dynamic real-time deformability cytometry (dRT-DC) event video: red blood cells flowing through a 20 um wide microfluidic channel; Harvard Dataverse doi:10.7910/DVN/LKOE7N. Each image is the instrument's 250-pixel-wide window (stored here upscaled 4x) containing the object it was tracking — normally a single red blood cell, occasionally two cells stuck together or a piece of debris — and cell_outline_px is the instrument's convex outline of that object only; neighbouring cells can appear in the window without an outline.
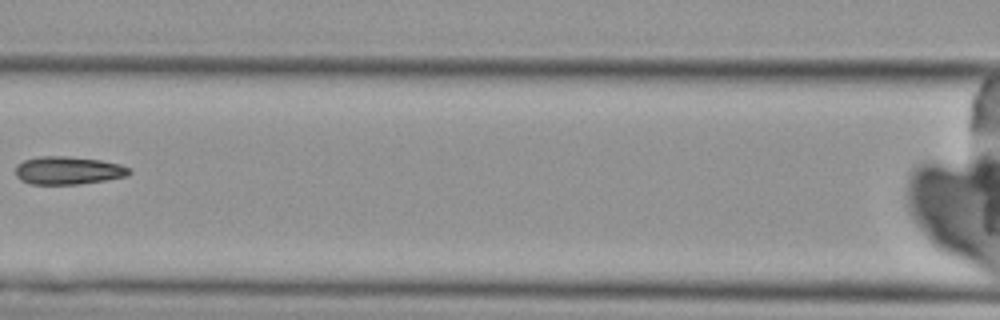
{"species": "Egyptian fruit bat (a non-hibernating species)", "species_latin": "Rousettus aegyptiacus", "temperature_condition": "cold", "stored_images_in_passage": 5, "camera_frame_rate_fps": 3000, "um_per_image_px": 0.085, "animal": {"sex": "female"}, "frame": {"image": 1, "passage_image": 5, "time_ms": 4.667, "image_size_px": [1000, 320], "cell_outline_px": [[132, 172], [128, 176], [104, 180], [76, 184], [32, 184], [20, 180], [16, 176], [16, 164], [24, 160], [40, 156], [68, 156], [100, 160], [120, 164], [128, 168]], "centroid_in_image_um": [5.77, 14.48], "position_along_channel_um": 160.8, "area_um2": 18.5}}